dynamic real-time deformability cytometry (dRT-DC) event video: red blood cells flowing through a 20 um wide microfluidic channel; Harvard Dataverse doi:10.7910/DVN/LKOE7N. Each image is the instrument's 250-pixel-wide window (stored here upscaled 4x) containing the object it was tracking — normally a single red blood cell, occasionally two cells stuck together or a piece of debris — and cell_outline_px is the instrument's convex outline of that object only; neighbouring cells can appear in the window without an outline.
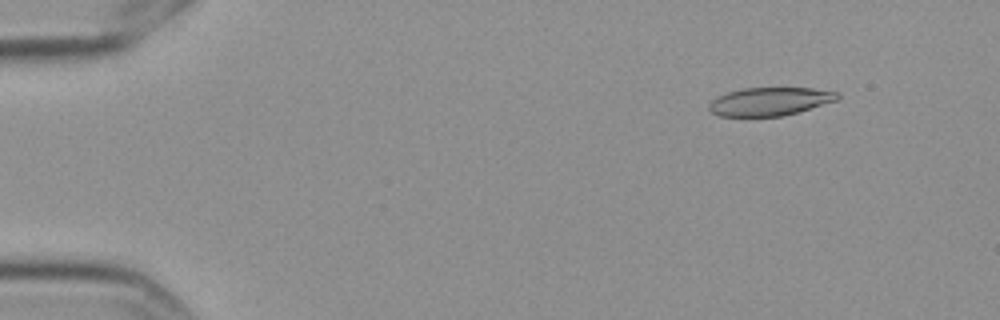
{"species": "Egyptian fruit bat (a non-hibernating species)", "species_latin": "Rousettus aegyptiacus", "temperature_condition": "cold", "stored_images_in_passage": 58, "camera_frame_rate_fps": 3000, "um_per_image_px": 0.085, "frame": {"image": 1, "passage_image": 7, "time_ms": 2.0, "image_size_px": [1000, 320], "cell_outline_px": [[840, 96], [836, 100], [796, 112], [780, 116], [720, 116], [712, 112], [708, 108], [708, 104], [716, 96], [728, 92], [744, 88], [812, 88], [840, 92]], "centroid_in_image_um": [65.4, 8.61], "position_along_channel_um": 19.6, "area_um2": 20.92}}
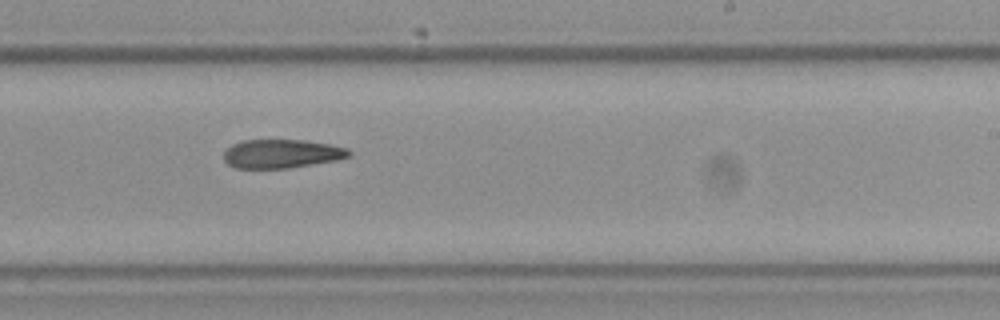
{"frame": {"image": 2, "passage_image": 36, "time_ms": 11.667, "image_size_px": [1000, 320], "cell_outline_px": [[352, 152], [348, 156], [336, 160], [288, 168], [236, 168], [228, 164], [224, 160], [224, 152], [232, 144], [244, 140], [304, 140], [328, 144], [348, 148]], "centroid_in_image_um": [23.93, 13.06], "position_along_channel_um": 265.1, "area_um2": 20.81}}
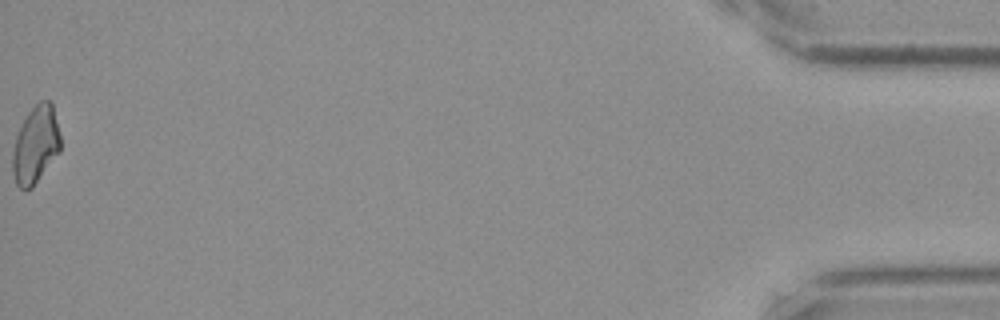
{"frame": {"image": 3, "passage_image": 58, "time_ms": 19.0, "image_size_px": [1000, 320], "cell_outline_px": [[60, 152], [32, 188], [24, 192], [16, 184], [12, 172], [12, 152], [16, 136], [28, 112], [40, 100], [52, 100], [60, 136]], "centroid_in_image_um": [3.03, 12.33], "position_along_channel_um": 432.2, "area_um2": 21.79}}